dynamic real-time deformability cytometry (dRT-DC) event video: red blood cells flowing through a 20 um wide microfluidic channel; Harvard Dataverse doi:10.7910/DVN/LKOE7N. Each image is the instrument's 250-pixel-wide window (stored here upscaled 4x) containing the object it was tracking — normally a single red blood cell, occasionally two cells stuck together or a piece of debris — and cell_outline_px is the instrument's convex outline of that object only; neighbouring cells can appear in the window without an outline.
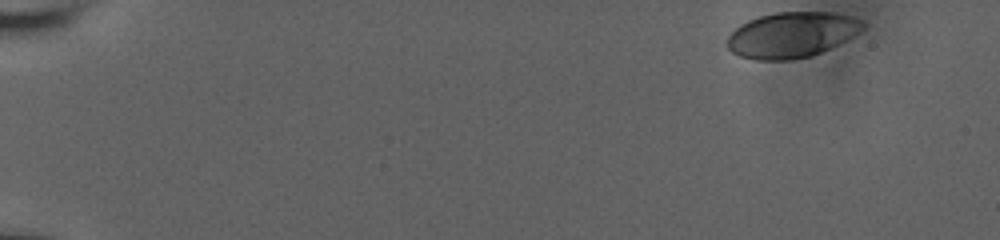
{"species": "human", "species_latin": "Homo sapiens", "temperature_condition": "room temperature", "stored_images_in_passage": 52, "camera_frame_rate_fps": 3000, "um_per_image_px": 0.085, "donor": {"sex": "male"}, "frame": {"image": 1, "passage_image": 1, "time_ms": 0.0, "image_size_px": [1000, 240], "cell_outline_px": [[864, 28], [852, 36], [812, 56], [792, 60], [756, 60], [740, 56], [732, 52], [724, 44], [724, 40], [740, 24], [748, 20], [760, 16], [776, 12], [832, 12], [852, 16], [864, 20]], "centroid_in_image_um": [67.25, 2.96], "position_along_channel_um": 17.7, "area_um2": 36.07}}
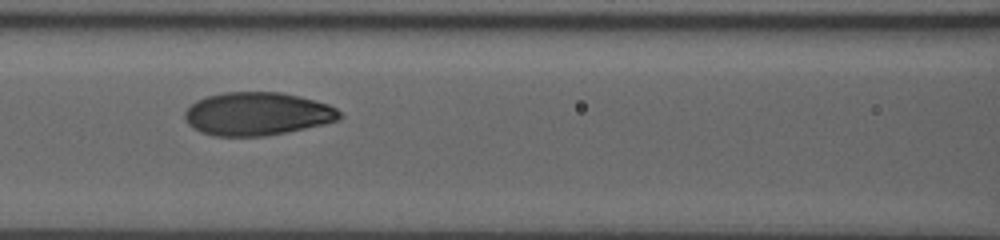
{"frame": {"image": 2, "passage_image": 32, "time_ms": 7.667, "image_size_px": [1000, 240], "cell_outline_px": [[344, 116], [340, 120], [324, 124], [264, 136], [216, 136], [200, 132], [192, 128], [184, 120], [184, 112], [196, 100], [208, 96], [224, 92], [280, 92], [300, 96], [328, 104], [336, 108]], "centroid_in_image_um": [21.86, 9.67], "position_along_channel_um": 144.7, "area_um2": 39.02}}
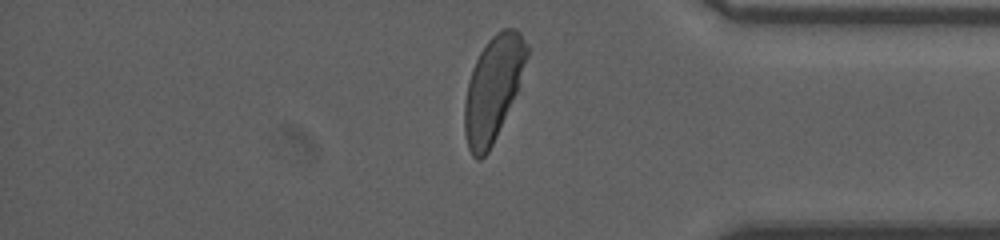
{"frame": {"image": 3, "passage_image": 51, "time_ms": 14.667, "image_size_px": [1000, 240], "cell_outline_px": [[528, 56], [516, 92], [496, 136], [488, 152], [480, 160], [476, 160], [472, 156], [468, 148], [464, 136], [464, 104], [468, 84], [472, 68], [480, 52], [488, 40], [496, 32], [504, 28], [516, 28], [520, 32], [528, 44]], "centroid_in_image_um": [41.89, 7.51], "position_along_channel_um": 393.3, "area_um2": 37.57}, "authors_computed_cell_mechanics": {"area_um2": 37.3966, "velocity_mm_per_s": 3.74, "shape_relaxation_time_tau1_ms": 3.8711, "shape_relaxation_time_tau2_ms": null, "deformation_change_tau1": 0.1677, "deformation_change_tau2": null}}